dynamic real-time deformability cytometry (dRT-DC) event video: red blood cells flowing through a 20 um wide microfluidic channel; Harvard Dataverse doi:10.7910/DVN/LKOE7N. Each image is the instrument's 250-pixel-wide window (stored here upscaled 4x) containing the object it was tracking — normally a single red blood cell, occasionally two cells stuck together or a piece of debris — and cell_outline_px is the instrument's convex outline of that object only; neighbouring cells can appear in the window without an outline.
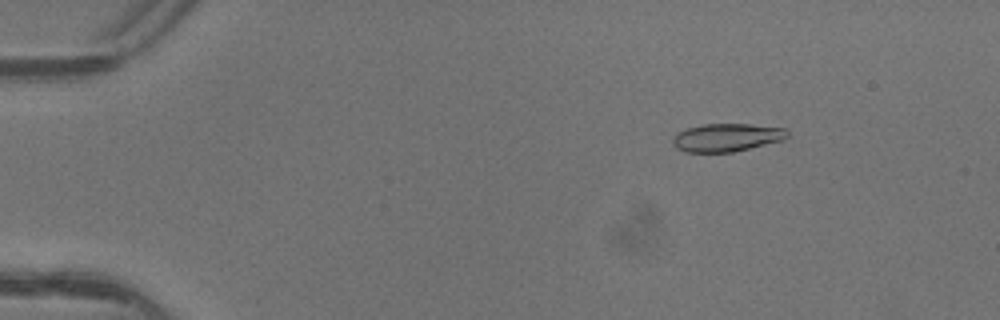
{"species": "common noctule bat (a hibernating species)", "species_latin": "Nyctalus noctula", "temperature_condition": "warm", "stored_images_in_passage": 5, "camera_frame_rate_fps": 3000, "um_per_image_px": 0.085, "animal": {"sex": "female"}, "frame": {"image": 1, "passage_image": 2, "time_ms": 0.333, "image_size_px": [1000, 320], "cell_outline_px": [[788, 136], [784, 140], [732, 152], [684, 152], [676, 148], [672, 144], [672, 140], [676, 132], [688, 128], [704, 124], [748, 124], [784, 128], [788, 132]], "centroid_in_image_um": [61.74, 11.69], "position_along_channel_um": 23.3, "area_um2": 18.73}}
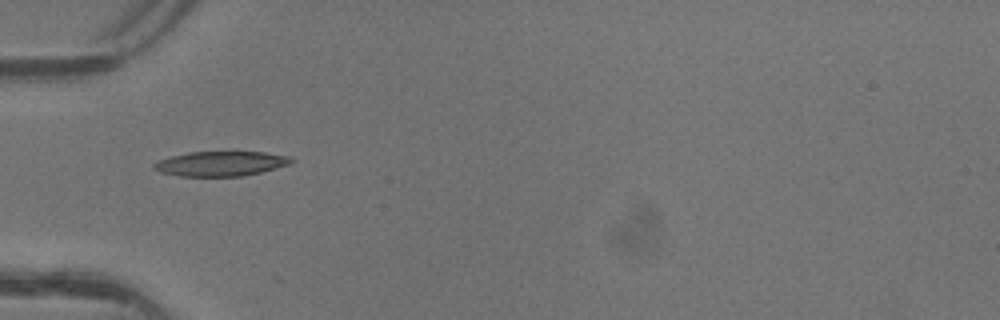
{"frame": {"image": 2, "passage_image": 4, "time_ms": 1.0, "image_size_px": [1000, 320], "cell_outline_px": [[292, 164], [260, 172], [240, 176], [180, 176], [160, 172], [152, 168], [152, 164], [160, 160], [172, 156], [188, 152], [264, 152], [288, 156], [292, 160]], "centroid_in_image_um": [18.75, 13.91], "position_along_channel_um": 66.3, "area_um2": 19.65}}
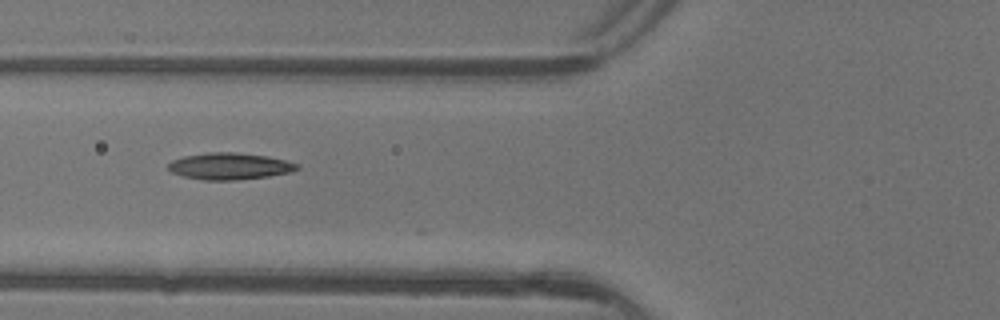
{"frame": {"image": 3, "passage_image": 5, "time_ms": 1.333, "image_size_px": [1000, 320], "cell_outline_px": [[300, 168], [292, 172], [268, 176], [236, 180], [204, 180], [184, 176], [172, 172], [168, 168], [168, 164], [172, 160], [184, 156], [208, 152], [236, 152], [268, 156], [300, 164]], "centroid_in_image_um": [19.55, 14.12], "position_along_channel_um": 106.3, "area_um2": 20.06}}